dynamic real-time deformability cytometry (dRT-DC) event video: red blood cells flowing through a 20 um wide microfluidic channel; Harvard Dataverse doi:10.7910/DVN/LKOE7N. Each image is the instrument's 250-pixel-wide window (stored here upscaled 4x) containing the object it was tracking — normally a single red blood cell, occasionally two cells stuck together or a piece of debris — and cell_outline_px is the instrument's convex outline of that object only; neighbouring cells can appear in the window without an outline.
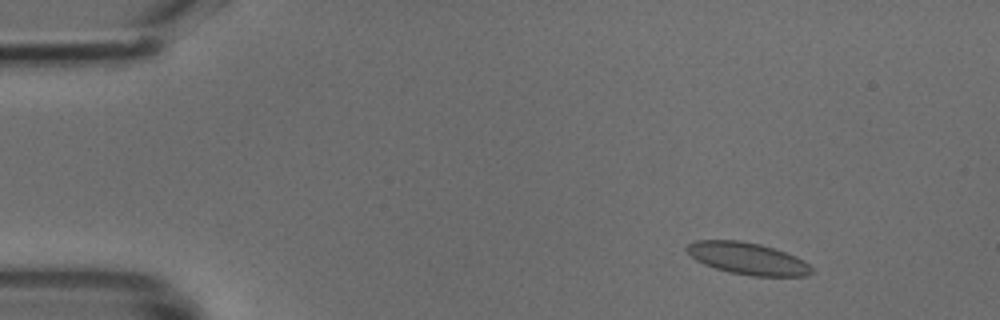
{"species": "common noctule bat (a hibernating species)", "species_latin": "Nyctalus noctula", "temperature_condition": "cold", "stored_images_in_passage": 50, "camera_frame_rate_fps": 3000, "um_per_image_px": 0.085, "animal": {"sex": "male", "body_mass_g": 18.8}, "frame": {"image": 1, "passage_image": 7, "time_ms": 2.0, "image_size_px": [1000, 320], "cell_outline_px": [[812, 272], [808, 276], [752, 276], [728, 272], [704, 264], [696, 260], [684, 248], [688, 244], [696, 240], [740, 240], [760, 244], [796, 256], [804, 260], [812, 268]], "centroid_in_image_um": [63.54, 21.97], "position_along_channel_um": 21.5, "area_um2": 23.18}}
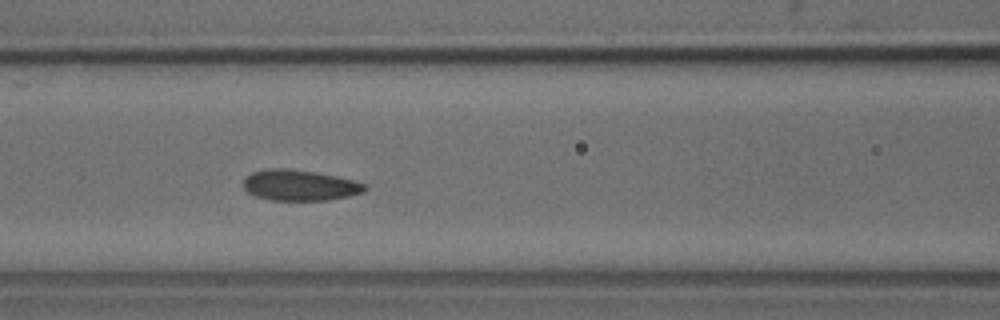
{"frame": {"image": 2, "passage_image": 22, "time_ms": 7.0, "image_size_px": [1000, 320], "cell_outline_px": [[368, 188], [364, 192], [348, 196], [328, 200], [268, 200], [256, 196], [248, 192], [244, 188], [244, 180], [252, 172], [268, 168], [288, 168], [336, 176], [356, 180], [368, 184]], "centroid_in_image_um": [25.52, 15.75], "position_along_channel_um": 141.1, "area_um2": 21.85}}
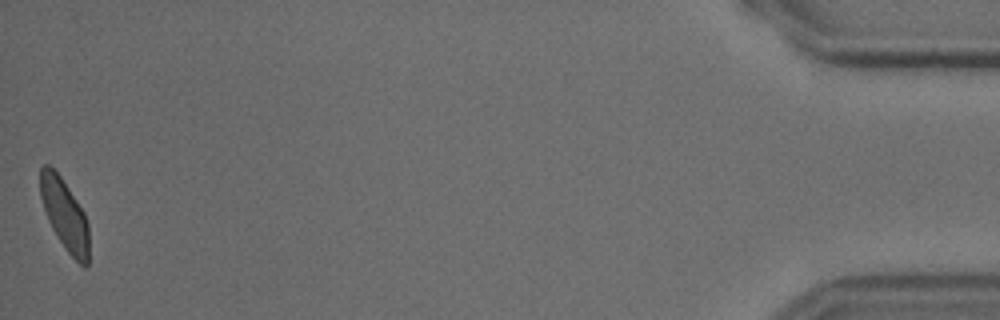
{"frame": {"image": 3, "passage_image": 50, "time_ms": 16.333, "image_size_px": [1000, 320], "cell_outline_px": [[88, 264], [84, 268], [68, 252], [56, 236], [48, 220], [40, 196], [40, 168], [44, 164], [48, 164], [60, 176], [84, 212], [88, 224]], "centroid_in_image_um": [5.49, 18.25], "position_along_channel_um": 429.7, "area_um2": 19.88}}